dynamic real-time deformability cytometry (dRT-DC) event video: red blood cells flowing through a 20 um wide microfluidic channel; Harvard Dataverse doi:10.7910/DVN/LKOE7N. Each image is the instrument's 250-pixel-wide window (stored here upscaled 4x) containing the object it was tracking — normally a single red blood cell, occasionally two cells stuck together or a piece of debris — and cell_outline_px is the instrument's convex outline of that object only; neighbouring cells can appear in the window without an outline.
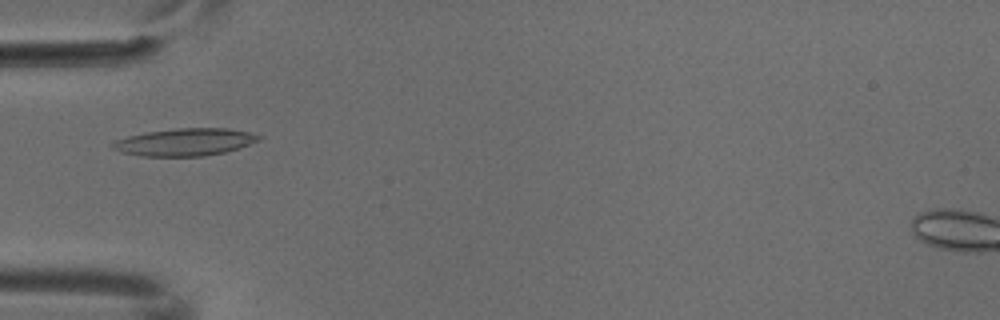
{"species": "common noctule bat (a hibernating species)", "species_latin": "Nyctalus noctula", "temperature_condition": "cold", "stored_images_in_passage": 4, "camera_frame_rate_fps": 3000, "um_per_image_px": 0.085, "animal": {"sex": "male", "body_mass_g": 18.8}, "frame": {"image": 1, "passage_image": 4, "time_ms": 1.0, "image_size_px": [1000, 320], "cell_outline_px": [[264, 136], [260, 140], [224, 152], [204, 156], [140, 156], [120, 152], [112, 148], [108, 144], [116, 140], [128, 136], [148, 132], [176, 128], [228, 128], [248, 132]], "centroid_in_image_um": [15.68, 12.07], "position_along_channel_um": 69.3, "area_um2": 23.29}}